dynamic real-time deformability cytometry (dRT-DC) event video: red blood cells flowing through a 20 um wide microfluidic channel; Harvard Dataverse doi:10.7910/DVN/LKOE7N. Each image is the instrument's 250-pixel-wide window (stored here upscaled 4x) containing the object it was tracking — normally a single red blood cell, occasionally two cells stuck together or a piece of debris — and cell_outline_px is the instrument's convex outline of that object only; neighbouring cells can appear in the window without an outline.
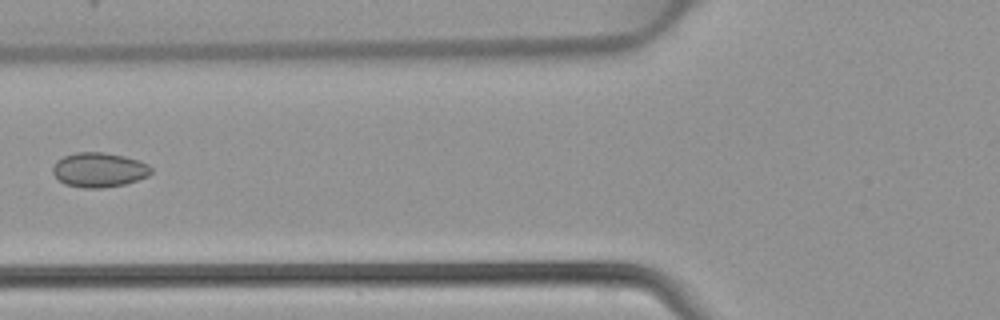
{"species": "common noctule bat (a hibernating species)", "species_latin": "Nyctalus noctula", "temperature_condition": "warm", "stored_images_in_passage": 5, "camera_frame_rate_fps": 3000, "um_per_image_px": 0.085, "animal": {"sex": "female", "body_mass_g": 22.7, "forearm_length_mm": 54.2}, "frame": {"image": 1, "passage_image": 5, "time_ms": 1.333, "image_size_px": [1000, 320], "cell_outline_px": [[152, 172], [148, 176], [124, 184], [104, 188], [84, 188], [64, 184], [52, 172], [52, 168], [56, 160], [64, 156], [76, 152], [104, 152], [124, 156], [140, 160], [148, 164], [152, 168]], "centroid_in_image_um": [8.42, 14.43], "position_along_channel_um": 117.4, "area_um2": 19.94}}